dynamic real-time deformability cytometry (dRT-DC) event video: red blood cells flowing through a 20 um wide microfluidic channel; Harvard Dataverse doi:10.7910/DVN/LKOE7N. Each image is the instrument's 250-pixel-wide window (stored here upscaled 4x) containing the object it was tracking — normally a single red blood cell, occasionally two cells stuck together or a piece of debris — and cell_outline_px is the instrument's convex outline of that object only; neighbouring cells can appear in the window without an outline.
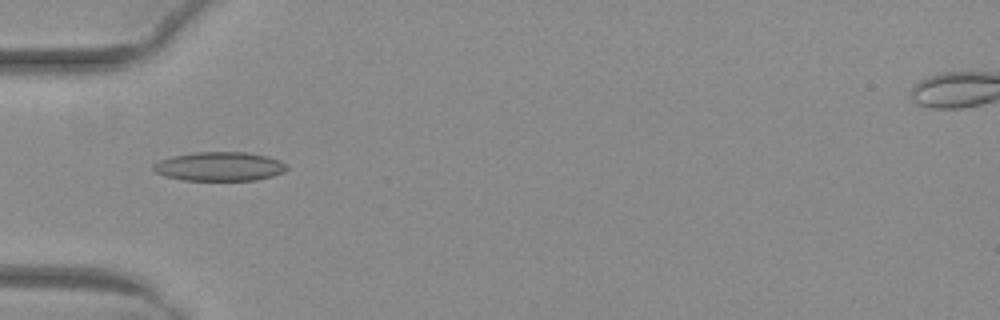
{"species": "common noctule bat (a hibernating species)", "species_latin": "Nyctalus noctula", "temperature_condition": "warm", "stored_images_in_passage": 45, "camera_frame_rate_fps": 3000, "um_per_image_px": 0.085, "animal": {"sex": "female", "body_mass_g": 29.2, "forearm_length_mm": 56.3}, "frame": {"image": 1, "passage_image": 14, "time_ms": 4.333, "image_size_px": [1000, 320], "cell_outline_px": [[288, 168], [284, 172], [272, 176], [256, 180], [184, 180], [164, 176], [156, 172], [152, 168], [152, 164], [160, 160], [172, 156], [196, 152], [248, 152], [268, 156], [280, 160], [288, 164]], "centroid_in_image_um": [18.68, 14.14], "position_along_channel_um": 66.3, "area_um2": 22.72}}
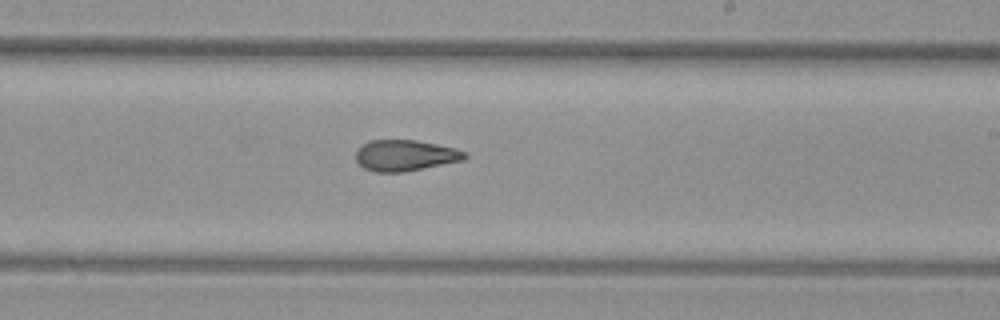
{"frame": {"image": 2, "passage_image": 28, "time_ms": 9.0, "image_size_px": [1000, 320], "cell_outline_px": [[468, 156], [464, 160], [404, 172], [376, 172], [364, 168], [356, 160], [356, 152], [368, 140], [416, 140], [456, 148], [464, 152]], "centroid_in_image_um": [34.45, 13.21], "position_along_channel_um": 254.5, "area_um2": 19.59}}
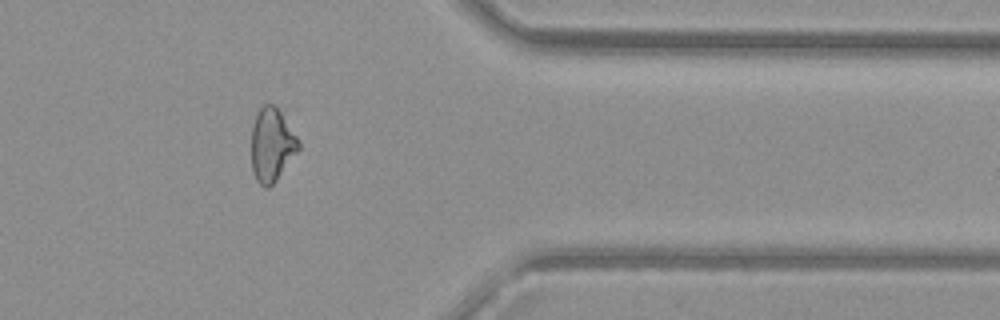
{"frame": {"image": 3, "passage_image": 39, "time_ms": 12.667, "image_size_px": [1000, 320], "cell_outline_px": [[300, 148], [276, 180], [268, 188], [264, 188], [256, 180], [252, 172], [252, 128], [256, 116], [260, 108], [264, 104], [272, 104], [280, 112], [296, 136], [300, 144]], "centroid_in_image_um": [23.09, 12.35], "position_along_channel_um": 388.3, "area_um2": 19.77}, "authors_computed_cell_mechanics": {"area_um2": 20.7502, "velocity_mm_per_s": 4.0618, "shape_relaxation_time_tau1_ms": null, "shape_relaxation_time_tau2_ms": 3.7988, "deformation_change_tau1": null, "deformation_change_tau2": 0.1285}}